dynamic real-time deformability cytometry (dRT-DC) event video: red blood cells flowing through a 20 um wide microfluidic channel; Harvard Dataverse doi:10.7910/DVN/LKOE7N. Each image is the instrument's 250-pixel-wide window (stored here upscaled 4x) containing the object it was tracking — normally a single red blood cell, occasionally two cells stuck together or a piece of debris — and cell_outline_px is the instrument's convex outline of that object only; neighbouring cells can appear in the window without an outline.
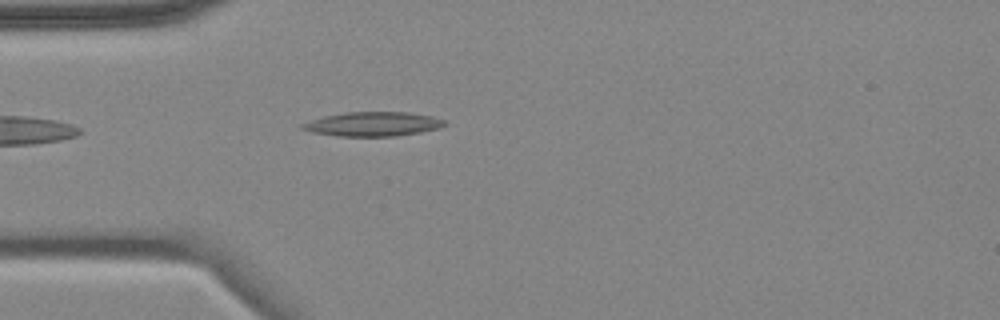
{"species": "common noctule bat (a hibernating species)", "species_latin": "Nyctalus noctula", "temperature_condition": "cold", "stored_images_in_passage": 3, "camera_frame_rate_fps": 3000, "um_per_image_px": 0.085, "animal": {"sex": "female", "body_mass_g": 18.4}, "frame": {"image": 1, "passage_image": 3, "time_ms": 2.333, "image_size_px": [1000, 320], "cell_outline_px": [[448, 124], [440, 128], [420, 132], [396, 136], [336, 136], [312, 132], [300, 128], [300, 124], [324, 116], [348, 112], [408, 112], [432, 116], [444, 120]], "centroid_in_image_um": [31.72, 10.54], "position_along_channel_um": 53.3, "area_um2": 20.11}}